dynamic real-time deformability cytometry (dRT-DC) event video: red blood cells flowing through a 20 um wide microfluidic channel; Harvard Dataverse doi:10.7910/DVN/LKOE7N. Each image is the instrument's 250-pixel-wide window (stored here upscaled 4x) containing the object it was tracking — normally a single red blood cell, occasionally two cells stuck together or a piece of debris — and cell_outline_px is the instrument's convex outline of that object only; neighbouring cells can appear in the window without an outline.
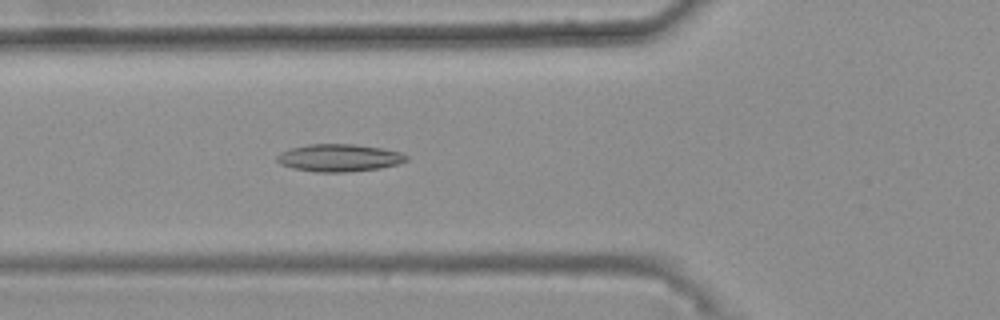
{"species": "common noctule bat (a hibernating species)", "species_latin": "Nyctalus noctula", "temperature_condition": "warm", "stored_images_in_passage": 48, "camera_frame_rate_fps": 3000, "um_per_image_px": 0.085, "animal": {"sex": "female", "body_mass_g": 25.1}, "frame": {"image": 1, "passage_image": 20, "time_ms": 6.333, "image_size_px": [1000, 320], "cell_outline_px": [[408, 160], [400, 164], [380, 168], [344, 172], [316, 172], [292, 168], [280, 164], [276, 160], [276, 156], [280, 152], [292, 148], [308, 144], [356, 144], [380, 148], [400, 152], [408, 156]], "centroid_in_image_um": [28.82, 13.42], "position_along_channel_um": 97.0, "area_um2": 20.75}}
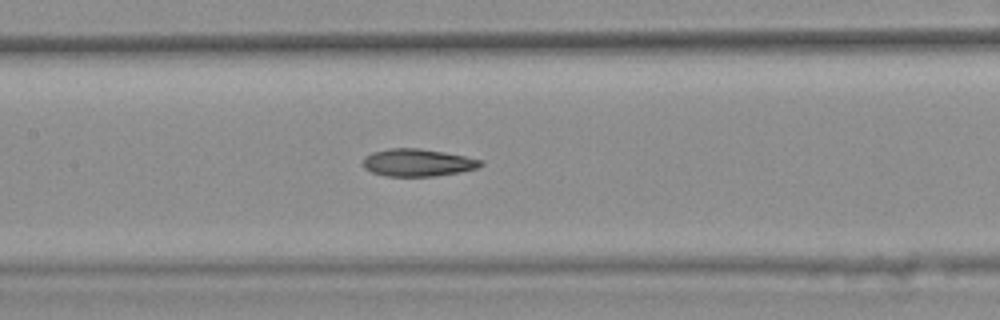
{"frame": {"image": 2, "passage_image": 26, "time_ms": 8.333, "image_size_px": [1000, 320], "cell_outline_px": [[484, 164], [476, 168], [460, 172], [432, 176], [388, 176], [372, 172], [364, 168], [360, 164], [364, 156], [372, 152], [388, 148], [420, 148], [444, 152], [484, 160]], "centroid_in_image_um": [35.46, 13.81], "position_along_channel_um": 171.9, "area_um2": 18.96}}
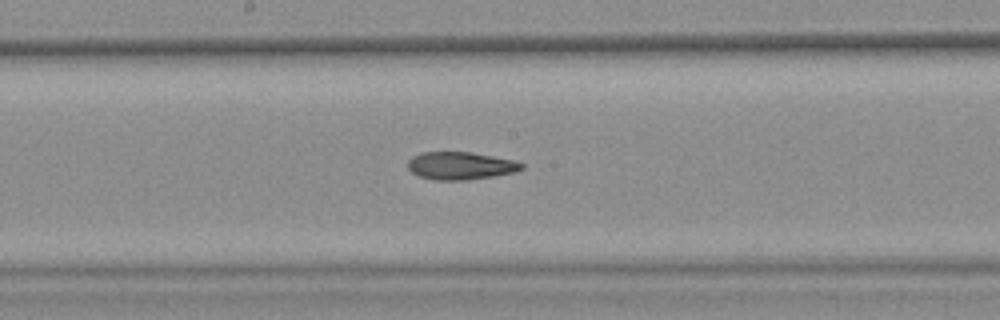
{"frame": {"image": 3, "passage_image": 29, "time_ms": 9.333, "image_size_px": [1000, 320], "cell_outline_px": [[524, 168], [516, 172], [468, 180], [436, 180], [420, 176], [412, 172], [408, 168], [408, 160], [412, 156], [420, 152], [468, 152], [492, 156], [512, 160], [524, 164]], "centroid_in_image_um": [39.13, 14.09], "position_along_channel_um": 209.1, "area_um2": 18.26}, "authors_computed_cell_mechanics": {"area_um2": 19.1607, "velocity_mm_per_s": 3.7315, "shape_relaxation_time_tau1_ms": null, "shape_relaxation_time_tau2_ms": 6.9707, "deformation_change_tau1": null, "deformation_change_tau2": 0.1738}}